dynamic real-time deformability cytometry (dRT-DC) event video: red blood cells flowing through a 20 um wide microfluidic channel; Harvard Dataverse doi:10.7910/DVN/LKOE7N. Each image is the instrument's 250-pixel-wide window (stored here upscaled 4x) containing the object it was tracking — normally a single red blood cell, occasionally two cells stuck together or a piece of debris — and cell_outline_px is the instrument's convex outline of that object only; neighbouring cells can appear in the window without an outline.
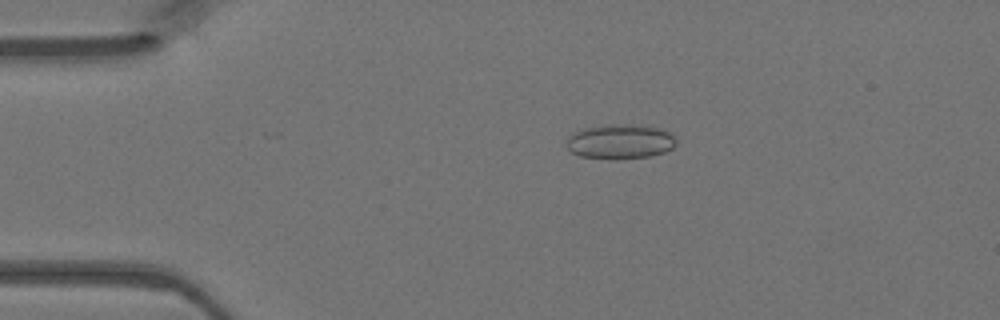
{"species": "Egyptian fruit bat (a non-hibernating species)", "species_latin": "Rousettus aegyptiacus", "temperature_condition": "warm", "stored_images_in_passage": 48, "camera_frame_rate_fps": 3000, "um_per_image_px": 0.085, "animal": {"sex": "female"}, "frame": {"image": 1, "passage_image": 10, "time_ms": 3.0, "image_size_px": [1000, 320], "cell_outline_px": [[676, 144], [672, 148], [664, 152], [648, 156], [580, 156], [572, 152], [568, 148], [564, 140], [568, 136], [576, 132], [588, 128], [608, 124], [612, 124], [664, 128], [672, 132], [676, 140]], "centroid_in_image_um": [52.75, 11.99], "position_along_channel_um": 32.2, "area_um2": 21.15}}
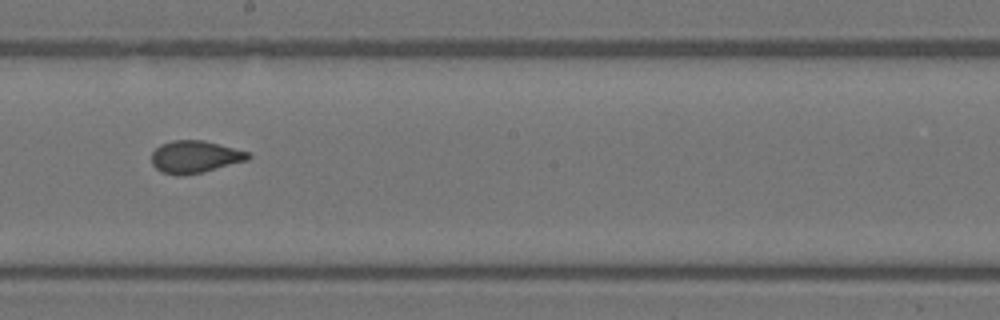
{"frame": {"image": 2, "passage_image": 27, "time_ms": 8.667, "image_size_px": [1000, 320], "cell_outline_px": [[252, 156], [248, 160], [204, 172], [184, 176], [176, 176], [160, 172], [152, 164], [152, 152], [160, 144], [172, 140], [204, 140], [248, 152]], "centroid_in_image_um": [16.55, 13.34], "position_along_channel_um": 231.7, "area_um2": 18.38}}
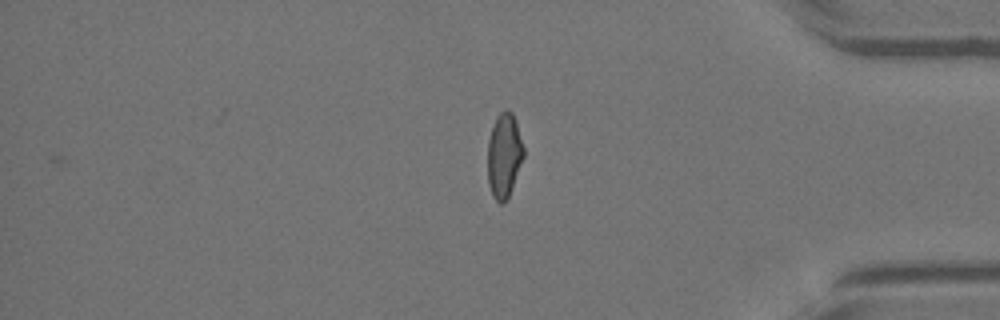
{"frame": {"image": 3, "passage_image": 40, "time_ms": 13.0, "image_size_px": [1000, 320], "cell_outline_px": [[524, 156], [508, 200], [504, 204], [500, 204], [492, 196], [488, 184], [488, 140], [496, 116], [504, 108], [508, 108], [512, 112], [516, 120], [524, 148]], "centroid_in_image_um": [42.85, 13.22], "position_along_channel_um": 392.3, "area_um2": 18.09}}